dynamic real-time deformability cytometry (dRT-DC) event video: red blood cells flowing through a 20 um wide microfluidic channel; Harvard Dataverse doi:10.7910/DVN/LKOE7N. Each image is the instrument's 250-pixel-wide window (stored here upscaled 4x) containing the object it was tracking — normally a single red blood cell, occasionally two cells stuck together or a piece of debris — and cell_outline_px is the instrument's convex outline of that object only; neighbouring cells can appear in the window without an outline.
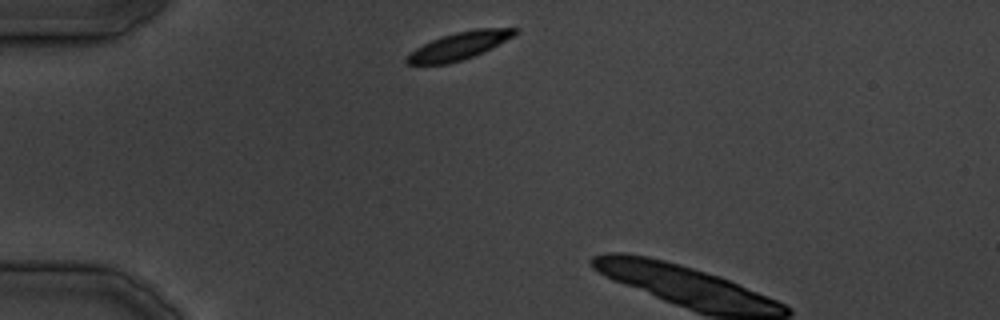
{"species": "common noctule bat (a hibernating species)", "species_latin": "Nyctalus noctula", "temperature_condition": "cold", "stored_images_in_passage": 3, "camera_frame_rate_fps": 3000, "um_per_image_px": 0.085, "animal": {"sex": "male", "body_mass_g": 19.5, "forearm_length_mm": 54.6}, "frame": {"image": 1, "passage_image": 1, "time_ms": 0.0, "image_size_px": [1000, 320], "cell_outline_px": [[516, 32], [512, 36], [492, 48], [472, 56], [448, 64], [408, 64], [404, 60], [416, 48], [440, 36], [456, 32], [476, 28], [516, 28]], "centroid_in_image_um": [39.0, 3.89], "position_along_channel_um": 46.0, "area_um2": 16.94}}